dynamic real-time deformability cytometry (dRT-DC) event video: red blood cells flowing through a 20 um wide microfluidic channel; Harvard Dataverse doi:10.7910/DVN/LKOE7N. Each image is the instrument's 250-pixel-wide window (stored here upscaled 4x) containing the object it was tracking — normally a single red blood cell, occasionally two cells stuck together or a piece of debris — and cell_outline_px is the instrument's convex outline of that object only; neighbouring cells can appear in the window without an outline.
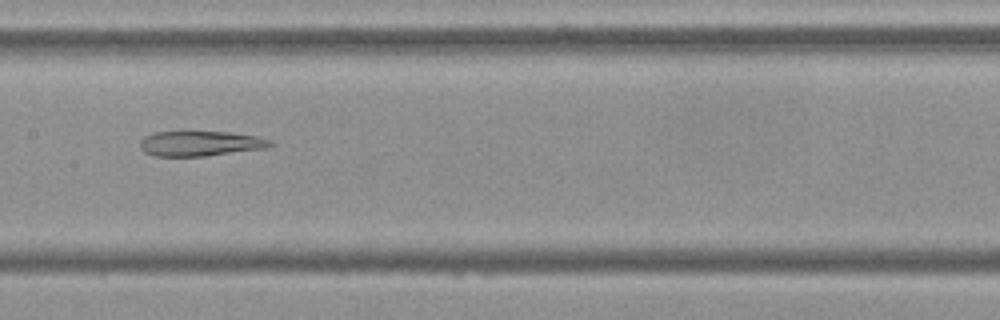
{"species": "Egyptian fruit bat (a non-hibernating species)", "species_latin": "Rousettus aegyptiacus", "temperature_condition": "cold", "stored_images_in_passage": 54, "camera_frame_rate_fps": 3000, "um_per_image_px": 0.085, "frame": {"image": 1, "passage_image": 27, "time_ms": 8.667, "image_size_px": [1000, 320], "cell_outline_px": [[276, 144], [268, 148], [204, 156], [152, 156], [144, 152], [140, 148], [140, 140], [144, 136], [156, 132], [232, 132], [256, 136], [272, 140]], "centroid_in_image_um": [17.06, 12.2], "position_along_channel_um": 190.3, "area_um2": 19.19}}
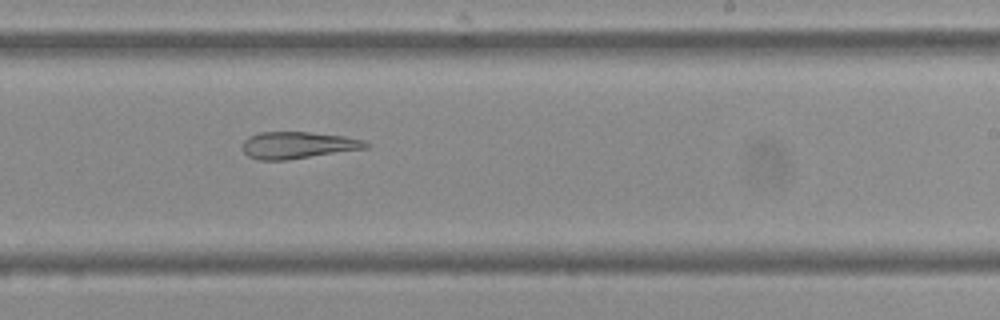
{"frame": {"image": 2, "passage_image": 33, "time_ms": 10.667, "image_size_px": [1000, 320], "cell_outline_px": [[372, 144], [368, 148], [288, 160], [260, 160], [248, 156], [244, 152], [244, 140], [248, 136], [260, 132], [308, 132], [344, 136], [364, 140]], "centroid_in_image_um": [25.36, 12.34], "position_along_channel_um": 263.6, "area_um2": 19.36}}
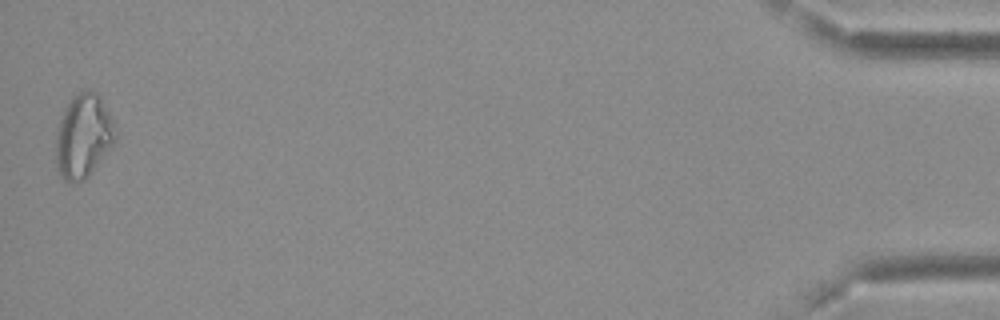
{"frame": {"image": 3, "passage_image": 54, "time_ms": 17.667, "image_size_px": [1000, 320], "cell_outline_px": [[116, 140], [88, 176], [72, 184], [64, 180], [60, 176], [56, 168], [56, 132], [64, 108], [68, 100], [72, 96], [80, 92], [96, 92], [100, 96], [108, 112], [116, 132]], "centroid_in_image_um": [7.05, 11.58], "position_along_channel_um": 428.2, "area_um2": 28.78}}